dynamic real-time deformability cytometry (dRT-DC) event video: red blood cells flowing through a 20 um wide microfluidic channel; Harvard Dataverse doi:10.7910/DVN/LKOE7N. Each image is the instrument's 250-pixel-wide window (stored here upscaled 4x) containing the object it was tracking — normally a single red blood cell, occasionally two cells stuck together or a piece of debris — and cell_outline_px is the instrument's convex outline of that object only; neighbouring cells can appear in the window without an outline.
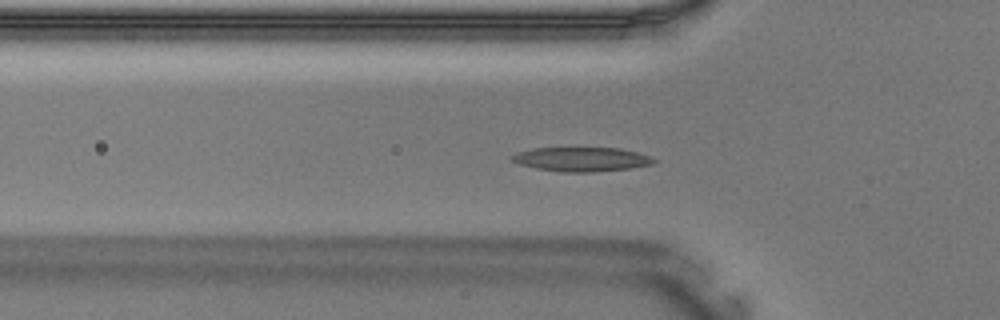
{"species": "Egyptian fruit bat (a non-hibernating species)", "species_latin": "Rousettus aegyptiacus", "temperature_condition": "warm", "stored_images_in_passage": 41, "camera_frame_rate_fps": 3000, "um_per_image_px": 0.085, "animal": {"sex": "male"}, "frame": {"image": 1, "passage_image": 13, "time_ms": 4.0, "image_size_px": [1000, 320], "cell_outline_px": [[660, 160], [652, 164], [628, 168], [592, 172], [564, 172], [536, 168], [520, 164], [512, 160], [508, 156], [520, 152], [536, 148], [620, 148], [636, 152]], "centroid_in_image_um": [49.44, 13.54], "position_along_channel_um": 76.4, "area_um2": 19.77}}
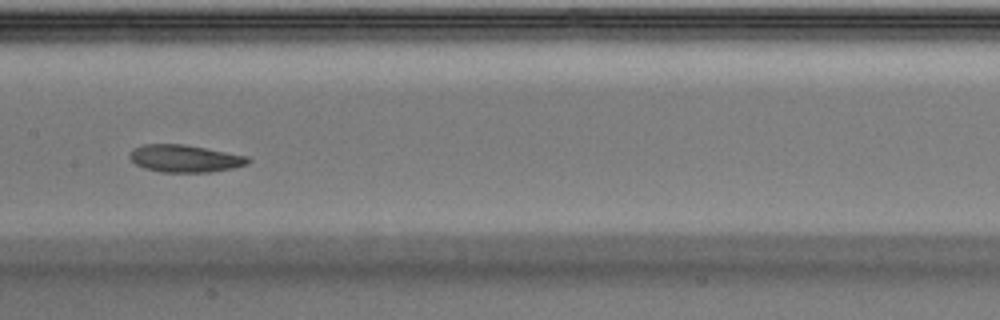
{"frame": {"image": 2, "passage_image": 20, "time_ms": 6.333, "image_size_px": [1000, 320], "cell_outline_px": [[252, 160], [248, 164], [232, 168], [208, 172], [160, 172], [144, 168], [136, 164], [128, 156], [128, 152], [132, 148], [144, 144], [184, 144], [248, 156]], "centroid_in_image_um": [15.69, 13.47], "position_along_channel_um": 191.7, "area_um2": 18.96}}
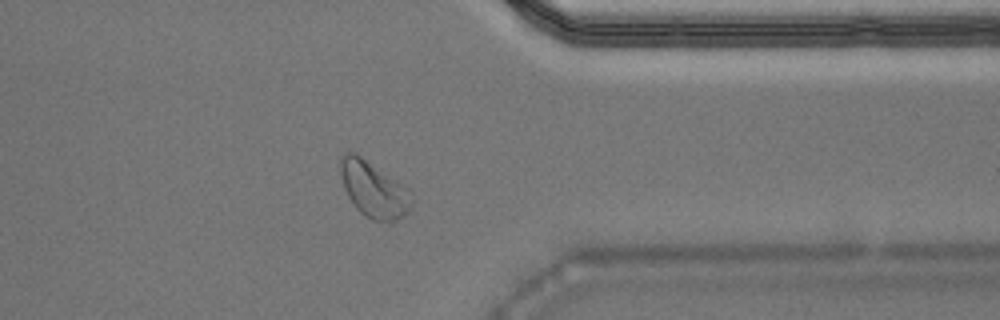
{"frame": {"image": 3, "passage_image": 32, "time_ms": 10.333, "image_size_px": [1000, 320], "cell_outline_px": [[412, 204], [408, 212], [404, 216], [396, 220], [372, 220], [360, 212], [356, 208], [348, 196], [344, 188], [340, 176], [340, 160], [348, 152], [352, 152], [360, 156], [408, 188], [412, 200]], "centroid_in_image_um": [31.75, 16.12], "position_along_channel_um": 379.6, "area_um2": 22.66}}